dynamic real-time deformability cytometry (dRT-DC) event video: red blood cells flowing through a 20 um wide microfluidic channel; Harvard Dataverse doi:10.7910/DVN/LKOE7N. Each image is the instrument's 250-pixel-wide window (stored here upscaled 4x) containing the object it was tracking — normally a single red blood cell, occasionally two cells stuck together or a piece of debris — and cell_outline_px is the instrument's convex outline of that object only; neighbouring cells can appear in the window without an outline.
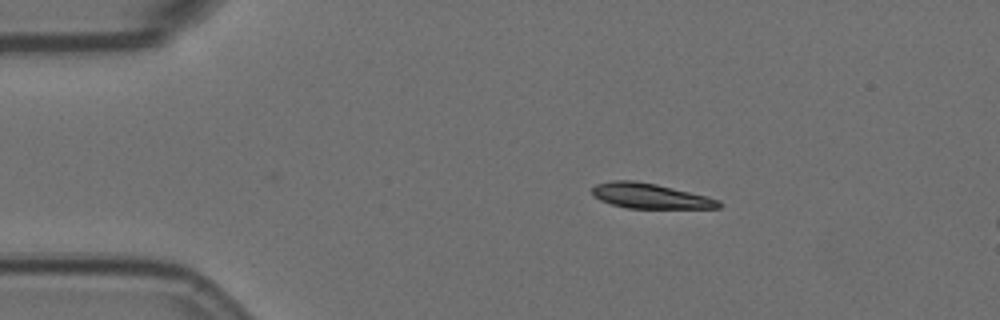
{"species": "Egyptian fruit bat (a non-hibernating species)", "species_latin": "Rousettus aegyptiacus", "temperature_condition": "room temperature", "stored_images_in_passage": 2, "camera_frame_rate_fps": 3000, "um_per_image_px": 0.085, "animal": {"sex": "female"}, "frame": {"image": 1, "passage_image": 2, "time_ms": 0.333, "image_size_px": [1000, 320], "cell_outline_px": [[724, 204], [720, 208], [628, 208], [612, 204], [600, 200], [592, 196], [592, 188], [596, 184], [612, 180], [632, 180], [656, 184], [708, 196], [720, 200]], "centroid_in_image_um": [55.28, 16.65], "position_along_channel_um": 29.7, "area_um2": 18.61}}